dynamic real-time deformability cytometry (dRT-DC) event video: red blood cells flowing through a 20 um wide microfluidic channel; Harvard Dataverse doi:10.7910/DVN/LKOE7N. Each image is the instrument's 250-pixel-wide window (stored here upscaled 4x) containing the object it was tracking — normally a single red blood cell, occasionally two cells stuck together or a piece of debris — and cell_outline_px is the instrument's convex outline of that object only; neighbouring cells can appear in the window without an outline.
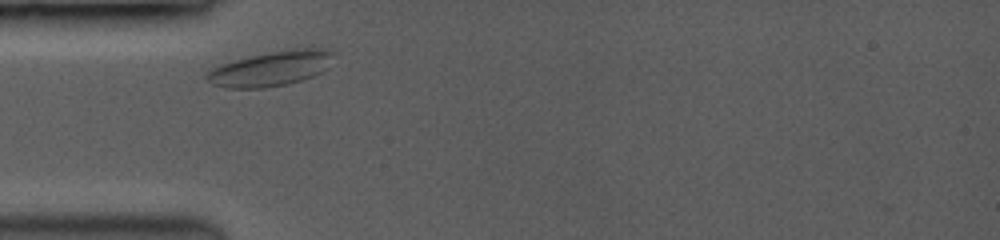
{"species": "common noctule bat (a hibernating species)", "species_latin": "Nyctalus noctula", "temperature_condition": "room temperature", "stored_images_in_passage": 24, "camera_frame_rate_fps": 3500, "um_per_image_px": 0.085, "animal": {"sex": "female", "body_mass_g": 19.0, "forearm_length_mm": 53.3}, "frame": {"image": 1, "passage_image": 1, "time_ms": 0.0, "image_size_px": [1000, 240], "cell_outline_px": [[332, 52], [328, 68], [312, 76], [300, 80], [284, 84], [260, 88], [228, 88], [212, 84], [204, 76], [204, 72], [220, 64], [248, 56], [268, 52], [300, 48], [332, 48]], "centroid_in_image_um": [22.98, 5.81], "position_along_channel_um": 62.0, "area_um2": 25.66}}
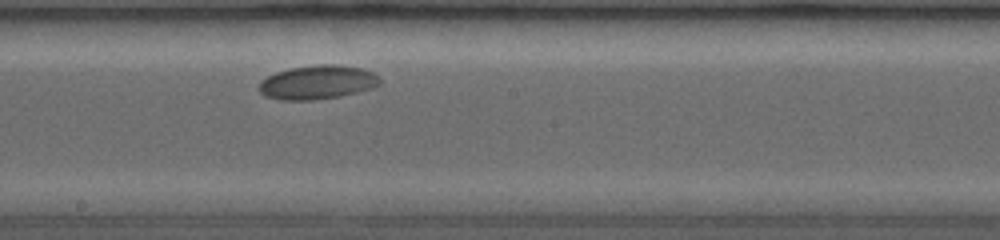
{"frame": {"image": 2, "passage_image": 10, "time_ms": 4.571, "image_size_px": [1000, 240], "cell_outline_px": [[380, 84], [372, 88], [336, 96], [308, 100], [284, 100], [268, 96], [260, 92], [260, 80], [276, 72], [288, 68], [320, 64], [340, 64], [360, 68], [372, 72], [380, 80]], "centroid_in_image_um": [26.97, 6.97], "position_along_channel_um": 221.2, "area_um2": 23.47}}
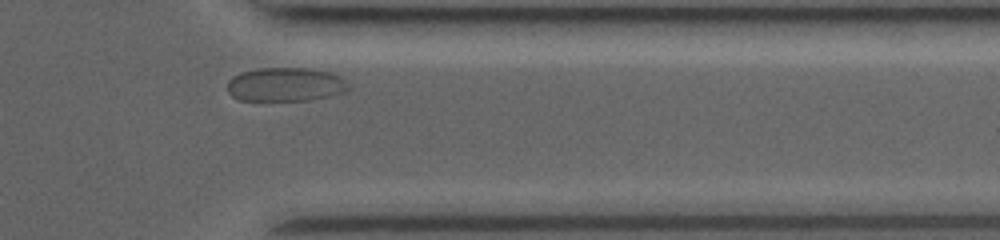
{"frame": {"image": 3, "passage_image": 22, "time_ms": 9.143, "image_size_px": [1000, 240], "cell_outline_px": [[348, 88], [344, 92], [328, 96], [308, 100], [236, 100], [228, 92], [228, 80], [240, 72], [260, 68], [300, 68], [328, 72], [340, 76], [348, 84]], "centroid_in_image_um": [24.22, 7.18], "position_along_channel_um": 387.2, "area_um2": 23.64}}